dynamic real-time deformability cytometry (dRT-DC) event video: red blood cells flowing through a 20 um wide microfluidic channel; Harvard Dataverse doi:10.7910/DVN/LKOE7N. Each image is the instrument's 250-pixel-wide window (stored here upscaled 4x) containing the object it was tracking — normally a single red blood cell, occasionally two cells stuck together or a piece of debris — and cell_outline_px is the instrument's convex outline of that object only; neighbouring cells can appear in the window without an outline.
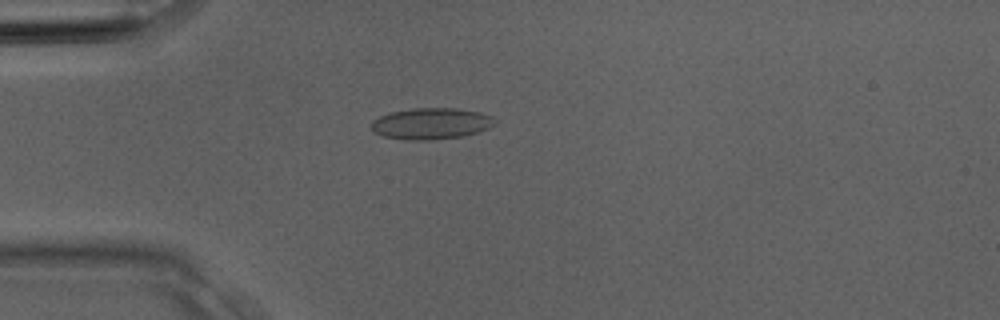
{"species": "Egyptian fruit bat (a non-hibernating species)", "species_latin": "Rousettus aegyptiacus", "temperature_condition": "room temperature", "stored_images_in_passage": 2, "camera_frame_rate_fps": 3000, "um_per_image_px": 0.085, "animal": {"sex": "male"}, "frame": {"image": 1, "passage_image": 2, "time_ms": 0.333, "image_size_px": [1000, 320], "cell_outline_px": [[496, 124], [488, 128], [464, 136], [432, 140], [408, 140], [384, 136], [376, 132], [372, 128], [372, 120], [388, 112], [412, 108], [456, 108], [480, 112], [492, 116], [496, 120]], "centroid_in_image_um": [36.66, 10.49], "position_along_channel_um": 48.3, "area_um2": 22.6}}